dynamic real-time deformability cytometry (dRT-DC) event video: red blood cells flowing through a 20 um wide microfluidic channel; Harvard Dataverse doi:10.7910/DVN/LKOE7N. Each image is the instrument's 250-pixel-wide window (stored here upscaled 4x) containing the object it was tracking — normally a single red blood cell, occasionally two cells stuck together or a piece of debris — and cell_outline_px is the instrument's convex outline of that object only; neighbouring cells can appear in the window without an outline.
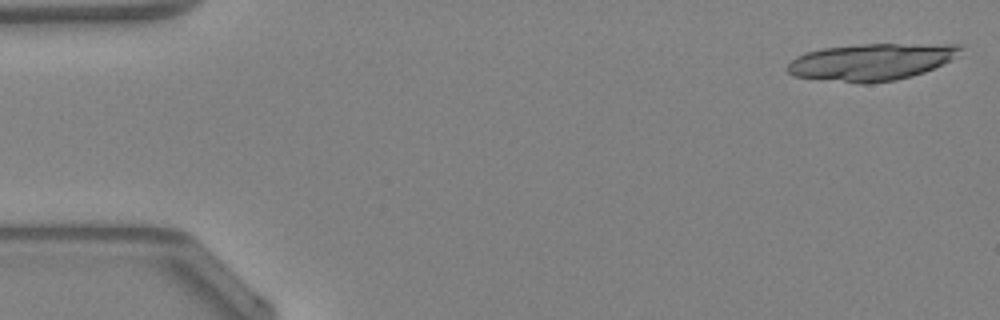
{"species": "Egyptian fruit bat (a non-hibernating species)", "species_latin": "Rousettus aegyptiacus", "temperature_condition": "warm", "stored_images_in_passage": 16, "camera_frame_rate_fps": 3000, "um_per_image_px": 0.085, "animal": {"sex": "female"}, "frame": {"image": 1, "passage_image": 1, "time_ms": 0.0, "image_size_px": [1000, 320], "cell_outline_px": [[964, 48], [948, 60], [924, 72], [912, 76], [896, 80], [868, 84], [856, 84], [796, 76], [788, 72], [788, 64], [796, 56], [820, 48], [860, 44], [964, 44]], "centroid_in_image_um": [74.05, 5.26], "position_along_channel_um": 11.0, "area_um2": 37.11}}